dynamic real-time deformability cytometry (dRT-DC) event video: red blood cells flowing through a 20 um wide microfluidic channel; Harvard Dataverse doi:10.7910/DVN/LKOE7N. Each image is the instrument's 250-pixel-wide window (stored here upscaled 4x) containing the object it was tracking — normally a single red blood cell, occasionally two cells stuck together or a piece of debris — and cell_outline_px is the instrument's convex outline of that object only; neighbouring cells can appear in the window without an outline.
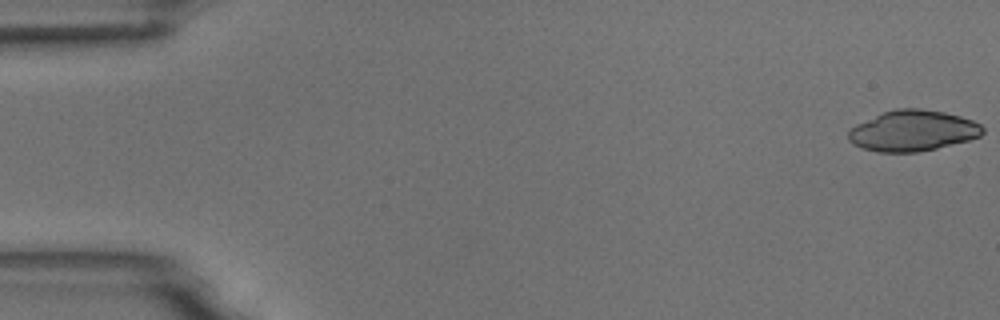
{"species": "common noctule bat (a hibernating species)", "species_latin": "Nyctalus noctula", "temperature_condition": "room temperature", "stored_images_in_passage": 5, "camera_frame_rate_fps": 3000, "um_per_image_px": 0.085, "animal": {"sex": "male", "body_mass_g": 18.8}, "frame": {"image": 1, "passage_image": 1, "time_ms": 0.0, "image_size_px": [1000, 320], "cell_outline_px": [[984, 132], [980, 136], [968, 140], [936, 148], [916, 152], [876, 152], [852, 144], [848, 140], [848, 128], [856, 124], [884, 112], [896, 108], [920, 108], [944, 112], [960, 116], [972, 120], [980, 124], [984, 128]], "centroid_in_image_um": [77.56, 11.11], "position_along_channel_um": 7.4, "area_um2": 31.91}}